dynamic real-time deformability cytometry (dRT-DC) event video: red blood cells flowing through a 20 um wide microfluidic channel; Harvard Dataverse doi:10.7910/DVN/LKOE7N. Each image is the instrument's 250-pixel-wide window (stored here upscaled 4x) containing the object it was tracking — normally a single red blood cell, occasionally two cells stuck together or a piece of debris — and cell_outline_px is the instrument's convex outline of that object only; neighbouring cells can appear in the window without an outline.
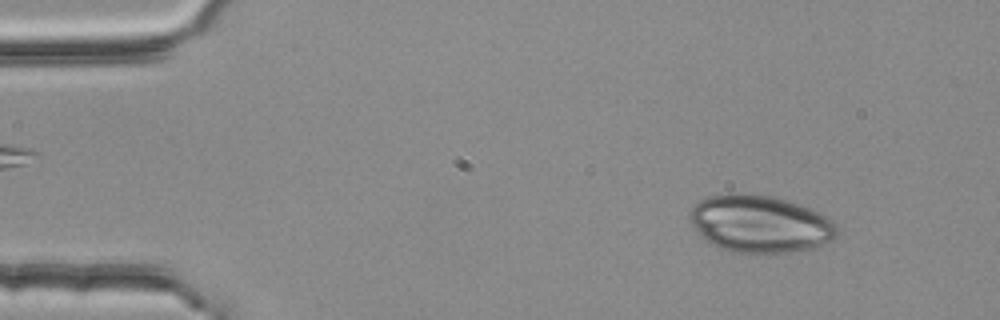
{"species": "common noctule bat (a hibernating species)", "species_latin": "Nyctalus noctula", "temperature_condition": "room temperature", "stored_images_in_passage": 3, "camera_frame_rate_fps": 3000, "um_per_image_px": 0.085, "animal": {"sex": "female", "body_mass_g": 25.1}, "frame": {"image": 1, "passage_image": 1, "time_ms": 0.0, "image_size_px": [1000, 320], "cell_outline_px": [[840, 232], [836, 236], [820, 244], [808, 248], [792, 252], [732, 252], [720, 248], [712, 244], [692, 224], [688, 216], [688, 212], [700, 200], [708, 196], [732, 192], [740, 192], [768, 196], [784, 200], [820, 212], [832, 220], [836, 224]], "centroid_in_image_um": [64.58, 19.01], "position_along_channel_um": 20.4, "area_um2": 48.55}}